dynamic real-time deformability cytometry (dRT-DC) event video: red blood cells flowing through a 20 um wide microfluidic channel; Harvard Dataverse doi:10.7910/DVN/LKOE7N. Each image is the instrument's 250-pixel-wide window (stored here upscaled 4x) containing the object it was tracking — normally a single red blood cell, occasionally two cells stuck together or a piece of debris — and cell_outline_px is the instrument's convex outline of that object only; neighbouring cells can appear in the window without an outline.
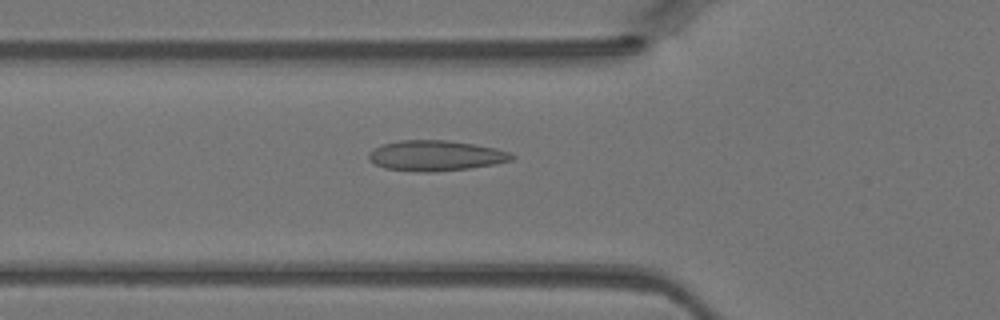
{"species": "Egyptian fruit bat (a non-hibernating species)", "species_latin": "Rousettus aegyptiacus", "temperature_condition": "warm", "stored_images_in_passage": 44, "camera_frame_rate_fps": 3000, "um_per_image_px": 0.085, "animal": {"sex": "female"}, "frame": {"image": 1, "passage_image": 15, "time_ms": 4.667, "image_size_px": [1000, 320], "cell_outline_px": [[516, 156], [512, 160], [496, 164], [468, 168], [436, 172], [420, 172], [384, 168], [368, 160], [368, 152], [384, 144], [400, 140], [448, 140], [496, 148], [508, 152]], "centroid_in_image_um": [37.03, 13.23], "position_along_channel_um": 88.8, "area_um2": 25.32}}
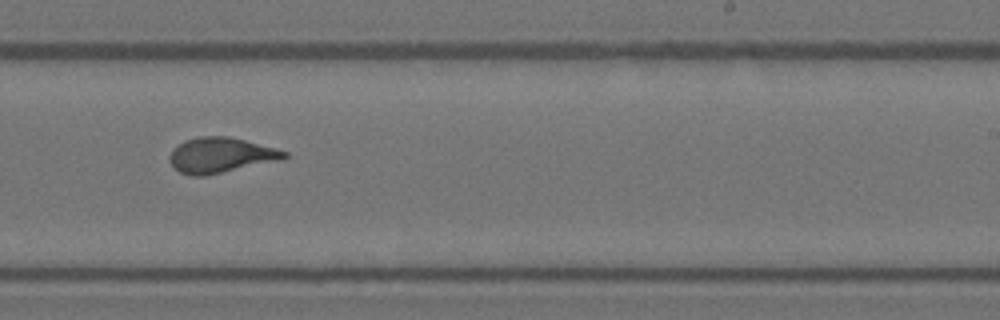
{"frame": {"image": 2, "passage_image": 27, "time_ms": 8.667, "image_size_px": [1000, 320], "cell_outline_px": [[288, 156], [284, 160], [204, 176], [192, 176], [180, 172], [168, 160], [168, 156], [172, 148], [184, 140], [200, 136], [228, 136], [276, 148], [288, 152]], "centroid_in_image_um": [18.77, 13.19], "position_along_channel_um": 270.2, "area_um2": 23.81}}
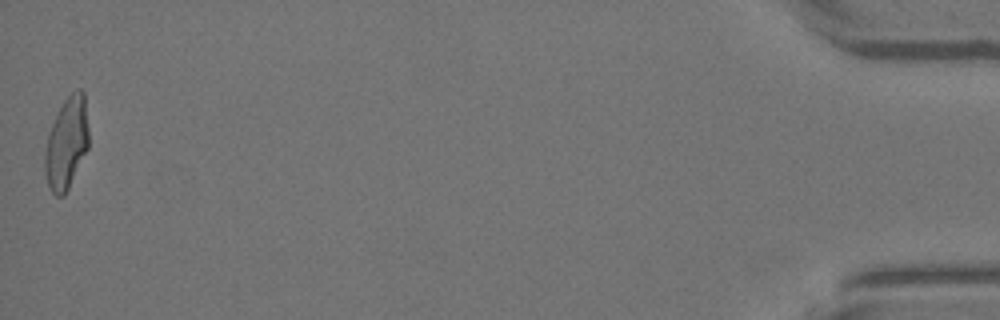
{"frame": {"image": 3, "passage_image": 44, "time_ms": 14.333, "image_size_px": [1000, 320], "cell_outline_px": [[88, 148], [64, 196], [56, 196], [52, 192], [48, 184], [44, 172], [44, 156], [48, 132], [64, 100], [76, 88], [80, 88], [84, 92], [88, 128]], "centroid_in_image_um": [5.65, 12.16], "position_along_channel_um": 429.5, "area_um2": 23.29}}